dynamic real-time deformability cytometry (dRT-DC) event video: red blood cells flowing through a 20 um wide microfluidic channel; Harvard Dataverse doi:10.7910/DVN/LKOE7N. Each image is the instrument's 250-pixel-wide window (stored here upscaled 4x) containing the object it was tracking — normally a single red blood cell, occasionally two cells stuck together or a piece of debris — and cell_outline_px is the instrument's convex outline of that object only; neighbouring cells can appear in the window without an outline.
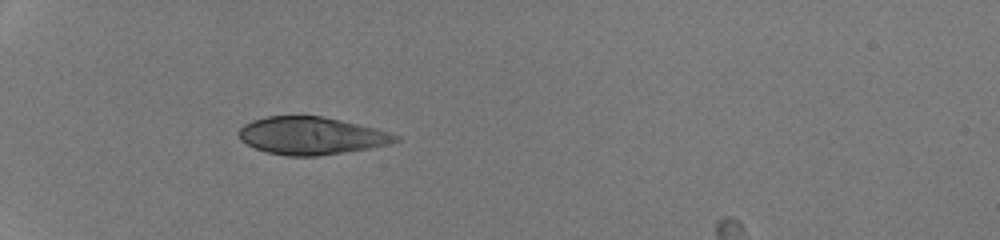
{"species": "human", "species_latin": "Homo sapiens", "temperature_condition": "room temperature", "stored_images_in_passage": 33, "camera_frame_rate_fps": 3000, "um_per_image_px": 0.085, "donor": {"sex": "male"}, "frame": {"image": 1, "passage_image": 1, "time_ms": 0.0, "image_size_px": [1000, 240], "cell_outline_px": [[400, 140], [388, 144], [368, 148], [344, 152], [316, 156], [288, 156], [268, 152], [256, 148], [240, 140], [236, 132], [244, 124], [252, 120], [268, 116], [324, 116], [376, 128], [400, 136]], "centroid_in_image_um": [26.44, 11.53], "position_along_channel_um": 58.6, "area_um2": 34.22}}
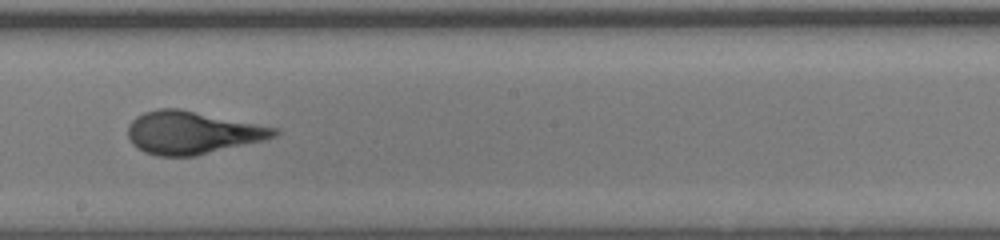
{"frame": {"image": 2, "passage_image": 15, "time_ms": 4.667, "image_size_px": [1000, 240], "cell_outline_px": [[280, 132], [276, 136], [264, 140], [196, 156], [156, 156], [144, 152], [136, 148], [132, 144], [128, 136], [128, 124], [136, 116], [144, 112], [160, 108], [180, 108], [280, 128]], "centroid_in_image_um": [16.34, 11.27], "position_along_channel_um": 231.9, "area_um2": 36.82}}
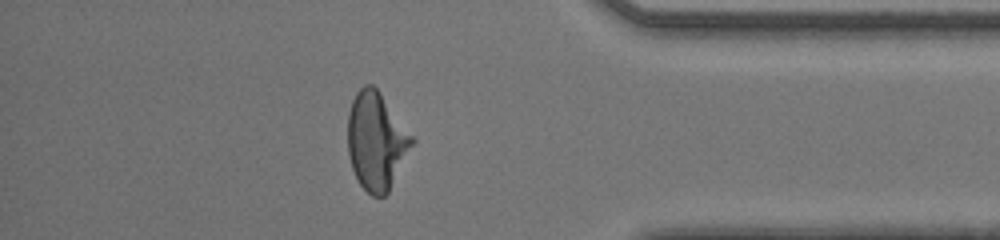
{"frame": {"image": 3, "passage_image": 28, "time_ms": 9.0, "image_size_px": [1000, 240], "cell_outline_px": [[416, 140], [388, 192], [384, 196], [372, 196], [360, 184], [352, 168], [348, 156], [348, 112], [352, 100], [356, 92], [364, 84], [372, 84], [380, 92]], "centroid_in_image_um": [31.98, 11.97], "position_along_channel_um": 403.2, "area_um2": 36.47}, "authors_computed_cell_mechanics": {"area_um2": 35.9516, "velocity_mm_per_s": 4.2992, "shape_relaxation_time_tau1_ms": 4.5476, "shape_relaxation_time_tau2_ms": null, "deformation_change_tau1": 0.228, "deformation_change_tau2": null}}